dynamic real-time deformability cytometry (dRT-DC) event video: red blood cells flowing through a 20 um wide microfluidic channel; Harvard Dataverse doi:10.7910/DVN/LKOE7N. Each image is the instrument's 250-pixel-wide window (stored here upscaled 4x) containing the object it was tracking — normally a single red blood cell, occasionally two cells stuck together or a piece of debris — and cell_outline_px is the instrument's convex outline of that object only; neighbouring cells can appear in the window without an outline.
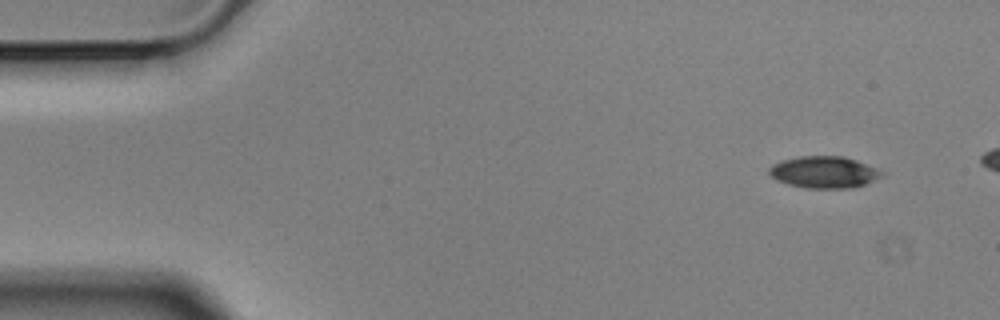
{"species": "Egyptian fruit bat (a non-hibernating species)", "species_latin": "Rousettus aegyptiacus", "temperature_condition": "cold", "stored_images_in_passage": 7, "camera_frame_rate_fps": 3000, "um_per_image_px": 0.085, "animal": {"sex": "male"}, "frame": {"image": 1, "passage_image": 1, "time_ms": 0.0, "image_size_px": [1000, 320], "cell_outline_px": [[884, 172], [880, 176], [864, 184], [852, 188], [804, 188], [788, 184], [776, 180], [768, 172], [768, 168], [772, 164], [784, 160], [800, 156], [844, 156], [880, 168]], "centroid_in_image_um": [70.04, 14.63], "position_along_channel_um": 15.0, "area_um2": 20.87}}
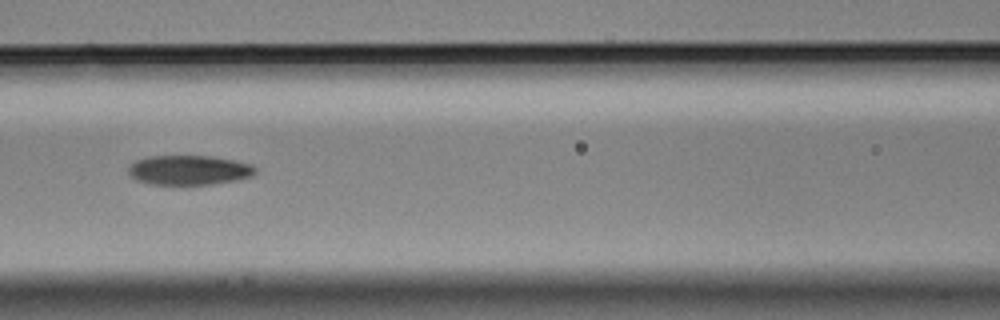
{"frame": {"image": 2, "passage_image": 6, "time_ms": 1.667, "image_size_px": [1000, 320], "cell_outline_px": [[256, 172], [252, 176], [236, 180], [212, 184], [148, 184], [136, 180], [128, 172], [128, 168], [136, 160], [148, 156], [212, 156], [252, 164], [256, 168]], "centroid_in_image_um": [16.07, 14.45], "position_along_channel_um": 150.5, "area_um2": 21.85}}
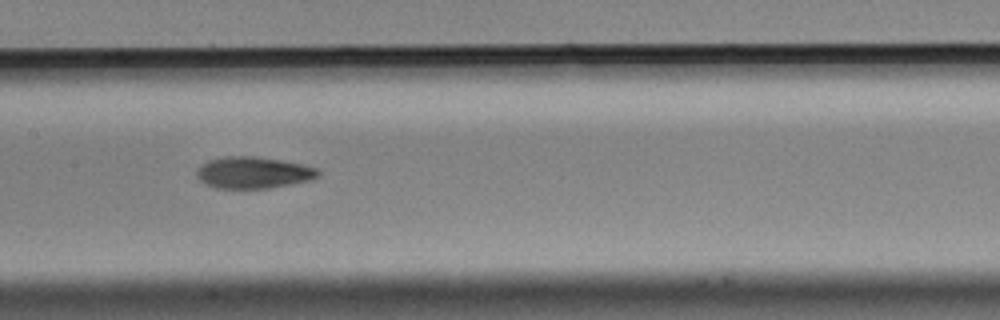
{"frame": {"image": 3, "passage_image": 7, "time_ms": 2.0, "image_size_px": [1000, 320], "cell_outline_px": [[320, 176], [312, 180], [268, 188], [216, 188], [204, 184], [196, 176], [196, 172], [200, 164], [208, 160], [228, 156], [256, 156], [280, 160], [320, 168]], "centroid_in_image_um": [21.53, 14.67], "position_along_channel_um": 185.9, "area_um2": 22.54}}